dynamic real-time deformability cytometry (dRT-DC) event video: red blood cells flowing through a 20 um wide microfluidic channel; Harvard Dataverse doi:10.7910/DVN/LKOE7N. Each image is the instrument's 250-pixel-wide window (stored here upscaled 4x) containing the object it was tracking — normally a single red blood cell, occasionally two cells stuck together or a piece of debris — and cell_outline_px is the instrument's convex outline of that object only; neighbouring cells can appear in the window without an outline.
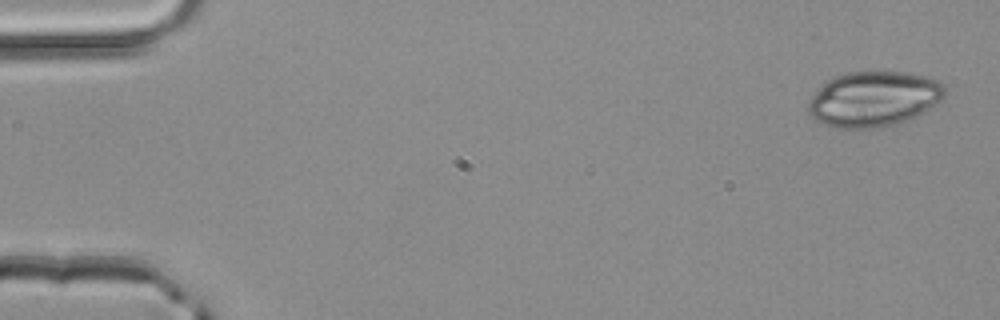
{"species": "common noctule bat (a hibernating species)", "species_latin": "Nyctalus noctula", "temperature_condition": "room temperature", "stored_images_in_passage": 4, "camera_frame_rate_fps": 3000, "um_per_image_px": 0.085, "animal": {"sex": "male", "body_mass_g": 20.4}, "frame": {"image": 1, "passage_image": 1, "time_ms": 0.0, "image_size_px": [1000, 320], "cell_outline_px": [[948, 92], [940, 100], [924, 112], [912, 120], [880, 128], [836, 128], [824, 124], [816, 120], [808, 112], [808, 104], [812, 96], [828, 80], [836, 76], [848, 72], [908, 72], [940, 80], [944, 84]], "centroid_in_image_um": [74.32, 8.42], "position_along_channel_um": 10.7, "area_um2": 44.22}}
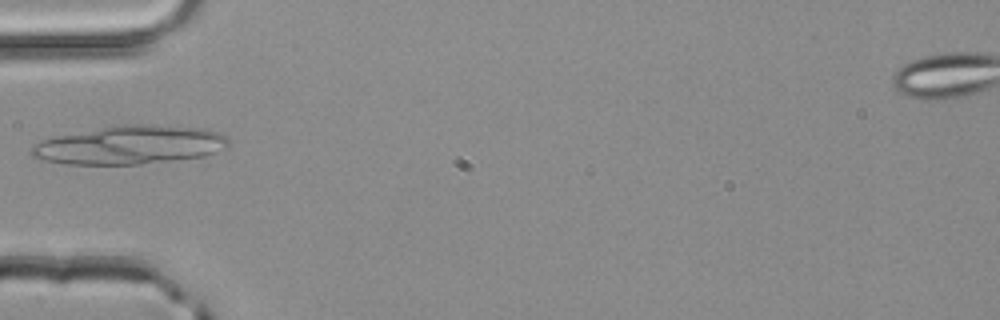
{"frame": {"image": 2, "passage_image": 4, "time_ms": 1.0, "image_size_px": [1000, 320], "cell_outline_px": [[228, 144], [216, 152], [204, 156], [140, 164], [68, 164], [44, 160], [32, 156], [28, 152], [32, 144], [44, 140], [60, 136], [116, 124], [148, 124], [208, 128], [224, 136], [228, 140]], "centroid_in_image_um": [11.03, 12.31], "position_along_channel_um": 74.0, "area_um2": 44.04}}